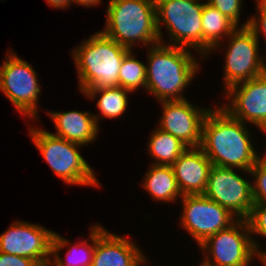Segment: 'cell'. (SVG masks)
Wrapping results in <instances>:
<instances>
[{"label": "cell", "mask_w": 266, "mask_h": 266, "mask_svg": "<svg viewBox=\"0 0 266 266\" xmlns=\"http://www.w3.org/2000/svg\"><path fill=\"white\" fill-rule=\"evenodd\" d=\"M250 139L245 123L220 106L211 108L204 119L200 148L214 166L249 172L261 158Z\"/></svg>", "instance_id": "cell-1"}, {"label": "cell", "mask_w": 266, "mask_h": 266, "mask_svg": "<svg viewBox=\"0 0 266 266\" xmlns=\"http://www.w3.org/2000/svg\"><path fill=\"white\" fill-rule=\"evenodd\" d=\"M147 55L145 90L158 101L185 100L182 92L199 70L190 50L163 42L150 46Z\"/></svg>", "instance_id": "cell-2"}, {"label": "cell", "mask_w": 266, "mask_h": 266, "mask_svg": "<svg viewBox=\"0 0 266 266\" xmlns=\"http://www.w3.org/2000/svg\"><path fill=\"white\" fill-rule=\"evenodd\" d=\"M129 51L101 31L83 41L72 51L81 92L119 87L122 60Z\"/></svg>", "instance_id": "cell-3"}, {"label": "cell", "mask_w": 266, "mask_h": 266, "mask_svg": "<svg viewBox=\"0 0 266 266\" xmlns=\"http://www.w3.org/2000/svg\"><path fill=\"white\" fill-rule=\"evenodd\" d=\"M104 30L119 45L133 50L135 42L146 48L161 43L154 0H109ZM149 44V45H148Z\"/></svg>", "instance_id": "cell-4"}, {"label": "cell", "mask_w": 266, "mask_h": 266, "mask_svg": "<svg viewBox=\"0 0 266 266\" xmlns=\"http://www.w3.org/2000/svg\"><path fill=\"white\" fill-rule=\"evenodd\" d=\"M29 131L46 163L66 184L99 186L92 167L78 151L82 145L56 137L42 128L32 127Z\"/></svg>", "instance_id": "cell-5"}, {"label": "cell", "mask_w": 266, "mask_h": 266, "mask_svg": "<svg viewBox=\"0 0 266 266\" xmlns=\"http://www.w3.org/2000/svg\"><path fill=\"white\" fill-rule=\"evenodd\" d=\"M156 23L160 41L163 42L161 24L167 28L172 46L199 50L202 56V11L200 0H154ZM171 42H173L171 44Z\"/></svg>", "instance_id": "cell-6"}, {"label": "cell", "mask_w": 266, "mask_h": 266, "mask_svg": "<svg viewBox=\"0 0 266 266\" xmlns=\"http://www.w3.org/2000/svg\"><path fill=\"white\" fill-rule=\"evenodd\" d=\"M251 237L248 221L237 219L199 245L206 253L199 266H250L252 259H259L261 254L260 245Z\"/></svg>", "instance_id": "cell-7"}, {"label": "cell", "mask_w": 266, "mask_h": 266, "mask_svg": "<svg viewBox=\"0 0 266 266\" xmlns=\"http://www.w3.org/2000/svg\"><path fill=\"white\" fill-rule=\"evenodd\" d=\"M0 66V90L14 105L16 111L29 119H37V101L41 94L37 72L25 60L9 51Z\"/></svg>", "instance_id": "cell-8"}, {"label": "cell", "mask_w": 266, "mask_h": 266, "mask_svg": "<svg viewBox=\"0 0 266 266\" xmlns=\"http://www.w3.org/2000/svg\"><path fill=\"white\" fill-rule=\"evenodd\" d=\"M227 39L223 80L226 90L266 72V63L258 54L260 41L248 26L237 27Z\"/></svg>", "instance_id": "cell-9"}, {"label": "cell", "mask_w": 266, "mask_h": 266, "mask_svg": "<svg viewBox=\"0 0 266 266\" xmlns=\"http://www.w3.org/2000/svg\"><path fill=\"white\" fill-rule=\"evenodd\" d=\"M181 225L202 244L207 238L233 224L238 218L204 194L183 195Z\"/></svg>", "instance_id": "cell-10"}, {"label": "cell", "mask_w": 266, "mask_h": 266, "mask_svg": "<svg viewBox=\"0 0 266 266\" xmlns=\"http://www.w3.org/2000/svg\"><path fill=\"white\" fill-rule=\"evenodd\" d=\"M237 173L234 168L212 165L204 195L238 219H247L254 205L252 184Z\"/></svg>", "instance_id": "cell-11"}, {"label": "cell", "mask_w": 266, "mask_h": 266, "mask_svg": "<svg viewBox=\"0 0 266 266\" xmlns=\"http://www.w3.org/2000/svg\"><path fill=\"white\" fill-rule=\"evenodd\" d=\"M54 233L38 224L15 221L0 234V252L31 258L47 266L52 259Z\"/></svg>", "instance_id": "cell-12"}, {"label": "cell", "mask_w": 266, "mask_h": 266, "mask_svg": "<svg viewBox=\"0 0 266 266\" xmlns=\"http://www.w3.org/2000/svg\"><path fill=\"white\" fill-rule=\"evenodd\" d=\"M230 104L222 106L233 118L266 132V72L225 90ZM231 98V99H229ZM227 106V107H226Z\"/></svg>", "instance_id": "cell-13"}, {"label": "cell", "mask_w": 266, "mask_h": 266, "mask_svg": "<svg viewBox=\"0 0 266 266\" xmlns=\"http://www.w3.org/2000/svg\"><path fill=\"white\" fill-rule=\"evenodd\" d=\"M159 103L163 106V114L158 128L172 134L188 148L200 147L203 122L210 108L195 107L187 99Z\"/></svg>", "instance_id": "cell-14"}, {"label": "cell", "mask_w": 266, "mask_h": 266, "mask_svg": "<svg viewBox=\"0 0 266 266\" xmlns=\"http://www.w3.org/2000/svg\"><path fill=\"white\" fill-rule=\"evenodd\" d=\"M212 164L200 147L187 148L171 165L183 195L204 194Z\"/></svg>", "instance_id": "cell-15"}, {"label": "cell", "mask_w": 266, "mask_h": 266, "mask_svg": "<svg viewBox=\"0 0 266 266\" xmlns=\"http://www.w3.org/2000/svg\"><path fill=\"white\" fill-rule=\"evenodd\" d=\"M132 240L95 225V247L91 266H130L142 254Z\"/></svg>", "instance_id": "cell-16"}, {"label": "cell", "mask_w": 266, "mask_h": 266, "mask_svg": "<svg viewBox=\"0 0 266 266\" xmlns=\"http://www.w3.org/2000/svg\"><path fill=\"white\" fill-rule=\"evenodd\" d=\"M47 114L50 115L57 130L51 134L72 143L88 145L95 141L100 131L94 115L89 111H49Z\"/></svg>", "instance_id": "cell-17"}, {"label": "cell", "mask_w": 266, "mask_h": 266, "mask_svg": "<svg viewBox=\"0 0 266 266\" xmlns=\"http://www.w3.org/2000/svg\"><path fill=\"white\" fill-rule=\"evenodd\" d=\"M237 26L218 9L204 3L202 11V56L219 48L222 37H228Z\"/></svg>", "instance_id": "cell-18"}, {"label": "cell", "mask_w": 266, "mask_h": 266, "mask_svg": "<svg viewBox=\"0 0 266 266\" xmlns=\"http://www.w3.org/2000/svg\"><path fill=\"white\" fill-rule=\"evenodd\" d=\"M144 178L142 186L155 200L176 202L179 196L182 197L171 165L152 164Z\"/></svg>", "instance_id": "cell-19"}, {"label": "cell", "mask_w": 266, "mask_h": 266, "mask_svg": "<svg viewBox=\"0 0 266 266\" xmlns=\"http://www.w3.org/2000/svg\"><path fill=\"white\" fill-rule=\"evenodd\" d=\"M89 234L92 245L88 243V239L74 244L66 253V261H64L63 258L59 256L58 252L61 251L62 248L70 245V242L55 232L51 253V257H53L54 260L51 259L49 266H91L95 247V224L90 227Z\"/></svg>", "instance_id": "cell-20"}, {"label": "cell", "mask_w": 266, "mask_h": 266, "mask_svg": "<svg viewBox=\"0 0 266 266\" xmlns=\"http://www.w3.org/2000/svg\"><path fill=\"white\" fill-rule=\"evenodd\" d=\"M131 91L122 88H102V89H88L83 95L93 99L97 96L100 97L97 100V107L100 114L102 115L99 118L98 114H94L97 124L105 118L115 119L119 118L123 113L126 112L128 106V94ZM97 95V96H96Z\"/></svg>", "instance_id": "cell-21"}, {"label": "cell", "mask_w": 266, "mask_h": 266, "mask_svg": "<svg viewBox=\"0 0 266 266\" xmlns=\"http://www.w3.org/2000/svg\"><path fill=\"white\" fill-rule=\"evenodd\" d=\"M151 133L148 143V152L156 162L155 165H172L188 148L178 138L157 127Z\"/></svg>", "instance_id": "cell-22"}, {"label": "cell", "mask_w": 266, "mask_h": 266, "mask_svg": "<svg viewBox=\"0 0 266 266\" xmlns=\"http://www.w3.org/2000/svg\"><path fill=\"white\" fill-rule=\"evenodd\" d=\"M130 50L123 58L120 73L119 87L134 91L140 86L146 89V65L137 60Z\"/></svg>", "instance_id": "cell-23"}, {"label": "cell", "mask_w": 266, "mask_h": 266, "mask_svg": "<svg viewBox=\"0 0 266 266\" xmlns=\"http://www.w3.org/2000/svg\"><path fill=\"white\" fill-rule=\"evenodd\" d=\"M248 174L253 175L252 185L254 203H266V153L250 169Z\"/></svg>", "instance_id": "cell-24"}, {"label": "cell", "mask_w": 266, "mask_h": 266, "mask_svg": "<svg viewBox=\"0 0 266 266\" xmlns=\"http://www.w3.org/2000/svg\"><path fill=\"white\" fill-rule=\"evenodd\" d=\"M248 221L251 235L259 234L266 238V203H254Z\"/></svg>", "instance_id": "cell-25"}, {"label": "cell", "mask_w": 266, "mask_h": 266, "mask_svg": "<svg viewBox=\"0 0 266 266\" xmlns=\"http://www.w3.org/2000/svg\"><path fill=\"white\" fill-rule=\"evenodd\" d=\"M242 0H207V3L218 9L231 20L237 27L242 10Z\"/></svg>", "instance_id": "cell-26"}, {"label": "cell", "mask_w": 266, "mask_h": 266, "mask_svg": "<svg viewBox=\"0 0 266 266\" xmlns=\"http://www.w3.org/2000/svg\"><path fill=\"white\" fill-rule=\"evenodd\" d=\"M257 16H251L242 26H248L256 35L257 40L260 39V33L266 42V0H256Z\"/></svg>", "instance_id": "cell-27"}, {"label": "cell", "mask_w": 266, "mask_h": 266, "mask_svg": "<svg viewBox=\"0 0 266 266\" xmlns=\"http://www.w3.org/2000/svg\"><path fill=\"white\" fill-rule=\"evenodd\" d=\"M0 266H41L36 260L0 252Z\"/></svg>", "instance_id": "cell-28"}, {"label": "cell", "mask_w": 266, "mask_h": 266, "mask_svg": "<svg viewBox=\"0 0 266 266\" xmlns=\"http://www.w3.org/2000/svg\"><path fill=\"white\" fill-rule=\"evenodd\" d=\"M46 2L51 6L52 8H63L67 9V7L72 3V0H46Z\"/></svg>", "instance_id": "cell-29"}, {"label": "cell", "mask_w": 266, "mask_h": 266, "mask_svg": "<svg viewBox=\"0 0 266 266\" xmlns=\"http://www.w3.org/2000/svg\"><path fill=\"white\" fill-rule=\"evenodd\" d=\"M77 3L78 5L80 4L81 6H86V7H93L97 6L102 2V0H72V3Z\"/></svg>", "instance_id": "cell-30"}, {"label": "cell", "mask_w": 266, "mask_h": 266, "mask_svg": "<svg viewBox=\"0 0 266 266\" xmlns=\"http://www.w3.org/2000/svg\"><path fill=\"white\" fill-rule=\"evenodd\" d=\"M260 262L266 266V251H261V254L259 255Z\"/></svg>", "instance_id": "cell-31"}, {"label": "cell", "mask_w": 266, "mask_h": 266, "mask_svg": "<svg viewBox=\"0 0 266 266\" xmlns=\"http://www.w3.org/2000/svg\"><path fill=\"white\" fill-rule=\"evenodd\" d=\"M148 263L146 257L144 256V254L142 253L139 256V266H144L143 264ZM146 266V265H145Z\"/></svg>", "instance_id": "cell-32"}, {"label": "cell", "mask_w": 266, "mask_h": 266, "mask_svg": "<svg viewBox=\"0 0 266 266\" xmlns=\"http://www.w3.org/2000/svg\"><path fill=\"white\" fill-rule=\"evenodd\" d=\"M130 266H139V257L135 260V262Z\"/></svg>", "instance_id": "cell-33"}]
</instances>
